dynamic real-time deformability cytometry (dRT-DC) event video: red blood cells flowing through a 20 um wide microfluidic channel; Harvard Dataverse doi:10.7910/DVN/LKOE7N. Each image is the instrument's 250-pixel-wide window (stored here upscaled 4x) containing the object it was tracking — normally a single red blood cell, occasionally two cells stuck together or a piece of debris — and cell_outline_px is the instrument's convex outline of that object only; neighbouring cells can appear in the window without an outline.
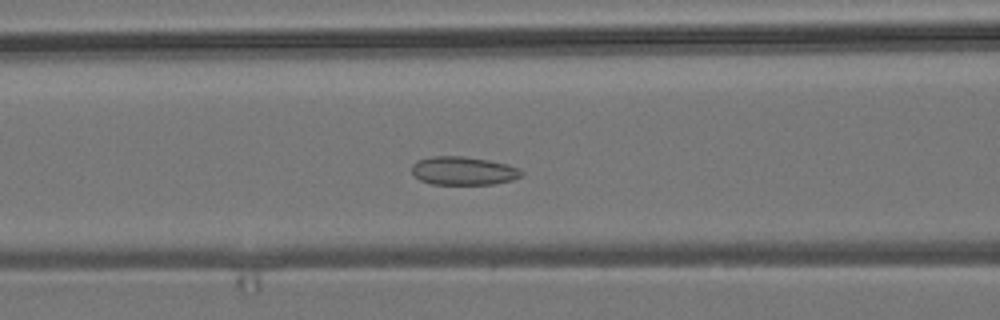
{"species": "common noctule bat (a hibernating species)", "species_latin": "Nyctalus noctula", "temperature_condition": "room temperature", "stored_images_in_passage": 52, "camera_frame_rate_fps": 3000, "um_per_image_px": 0.085, "animal": {"sex": "male", "body_mass_g": 19.2, "forearm_length_mm": 51.8}, "frame": {"image": 1, "passage_image": 20, "time_ms": 6.333, "image_size_px": [1000, 320], "cell_outline_px": [[524, 172], [520, 176], [512, 180], [492, 184], [432, 184], [420, 180], [412, 172], [412, 164], [416, 160], [432, 156], [464, 156], [488, 160], [508, 164], [520, 168]], "centroid_in_image_um": [39.39, 14.51], "position_along_channel_um": 127.2, "area_um2": 18.21}}
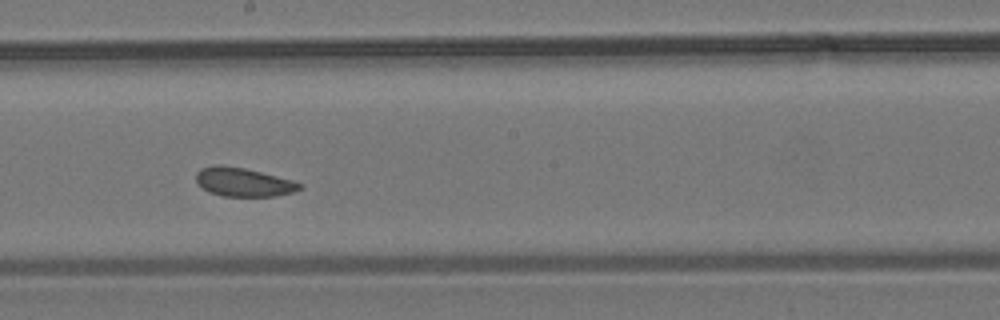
{"frame": {"image": 2, "passage_image": 28, "time_ms": 9.0, "image_size_px": [1000, 320], "cell_outline_px": [[304, 188], [292, 192], [276, 196], [224, 196], [208, 192], [196, 180], [196, 172], [200, 168], [216, 164], [220, 164], [244, 168], [292, 180], [304, 184]], "centroid_in_image_um": [20.7, 15.47], "position_along_channel_um": 227.5, "area_um2": 17.34}}
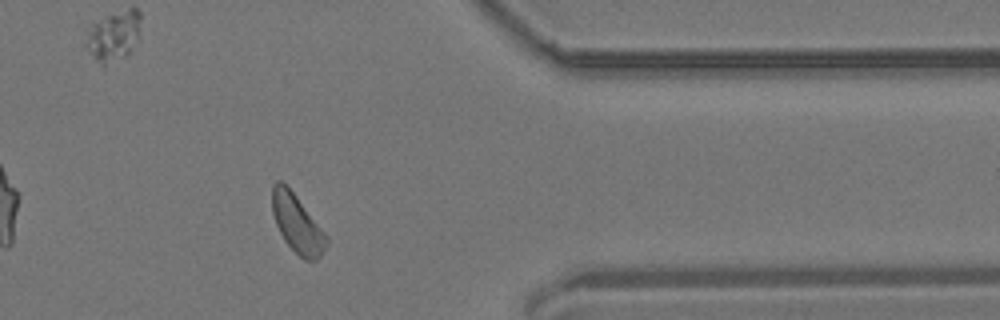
{"frame": {"image": 3, "passage_image": 42, "time_ms": 13.667, "image_size_px": [1000, 320], "cell_outline_px": [[328, 244], [320, 256], [316, 260], [304, 260], [284, 240], [276, 224], [272, 212], [272, 184], [276, 180], [280, 180], [296, 196], [328, 236]], "centroid_in_image_um": [25.26, 19.02], "position_along_channel_um": 386.1, "area_um2": 18.15}, "authors_computed_cell_mechanics": {"area_um2": 18.1781, "velocity_mm_per_s": 3.7676, "shape_relaxation_time_tau1_ms": 5.3107, "shape_relaxation_time_tau2_ms": 8.4113, "deformation_change_tau1": 0.044, "deformation_change_tau2": 0.1358}}